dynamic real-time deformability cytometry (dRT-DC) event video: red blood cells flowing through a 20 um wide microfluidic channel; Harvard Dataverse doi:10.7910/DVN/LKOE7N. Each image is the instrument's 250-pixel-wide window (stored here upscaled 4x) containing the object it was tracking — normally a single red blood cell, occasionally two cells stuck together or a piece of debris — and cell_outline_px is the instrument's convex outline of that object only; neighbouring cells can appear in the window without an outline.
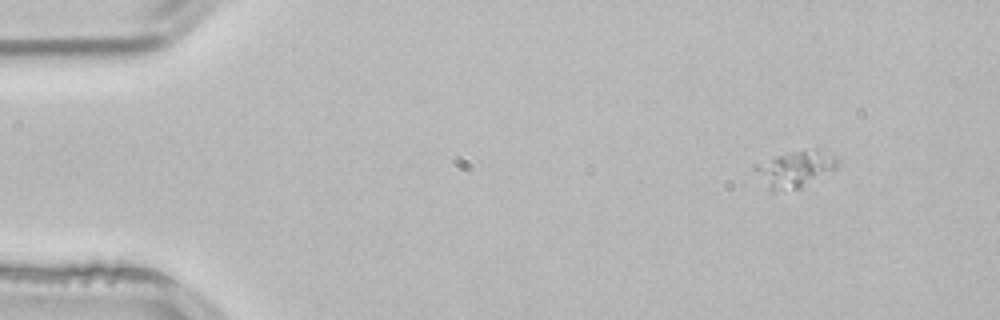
{"species": "common noctule bat (a hibernating species)", "species_latin": "Nyctalus noctula", "temperature_condition": "room temperature", "stored_images_in_passage": 3, "camera_frame_rate_fps": 3000, "um_per_image_px": 0.085, "animal": {"sex": "male", "body_mass_g": 21.5, "forearm_length_mm": 52.0}, "frame": {"image": 1, "passage_image": 1, "time_ms": 0.0, "image_size_px": [1000, 320], "cell_outline_px": [[840, 160], [836, 168], [800, 188], [784, 192], [772, 192], [752, 168], [752, 164], [776, 156], [816, 148]], "centroid_in_image_um": [67.54, 14.39], "position_along_channel_um": 17.5, "area_um2": 17.28}}
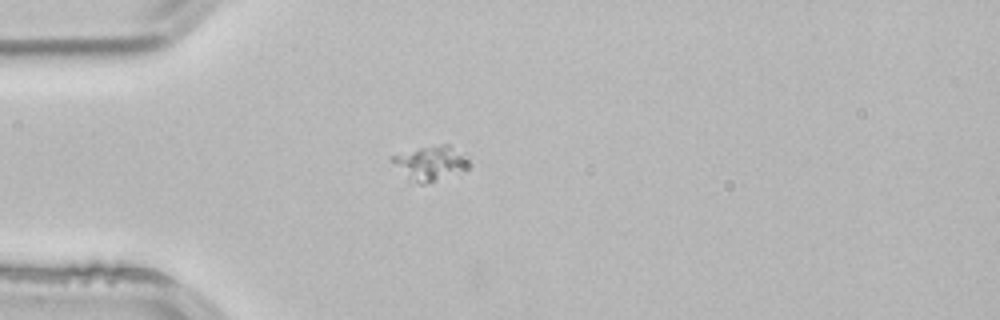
{"frame": {"image": 2, "passage_image": 3, "time_ms": 0.667, "image_size_px": [1000, 320], "cell_outline_px": [[468, 164], [460, 176], [424, 184], [420, 184], [408, 180], [392, 160], [392, 156], [420, 148], [440, 144], [448, 144], [464, 152], [468, 156]], "centroid_in_image_um": [36.7, 13.9], "position_along_channel_um": 48.3, "area_um2": 15.66}}